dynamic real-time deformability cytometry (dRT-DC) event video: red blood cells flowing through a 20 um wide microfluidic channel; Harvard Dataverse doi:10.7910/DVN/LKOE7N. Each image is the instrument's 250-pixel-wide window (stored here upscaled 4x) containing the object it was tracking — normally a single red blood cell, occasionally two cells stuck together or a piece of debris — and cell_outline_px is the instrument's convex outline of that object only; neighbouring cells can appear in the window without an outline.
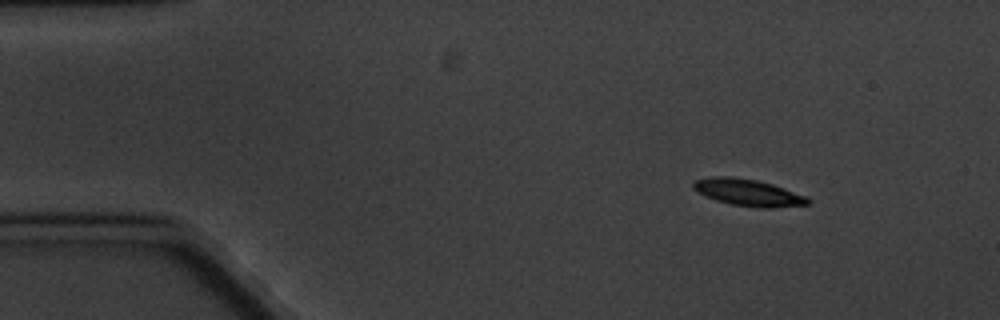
{"species": "common noctule bat (a hibernating species)", "species_latin": "Nyctalus noctula", "temperature_condition": "cold", "stored_images_in_passage": 5, "camera_frame_rate_fps": 3000, "um_per_image_px": 0.085, "animal": {"sex": "male", "body_mass_g": 20.1, "forearm_length_mm": 53.5}, "frame": {"image": 1, "passage_image": 1, "time_ms": 0.0, "image_size_px": [1000, 320], "cell_outline_px": [[812, 200], [808, 204], [772, 208], [756, 208], [732, 204], [716, 200], [704, 196], [692, 188], [692, 184], [696, 180], [712, 176], [732, 176], [756, 180], [772, 184], [784, 188], [804, 196]], "centroid_in_image_um": [63.56, 16.36], "position_along_channel_um": 21.4, "area_um2": 17.86}}
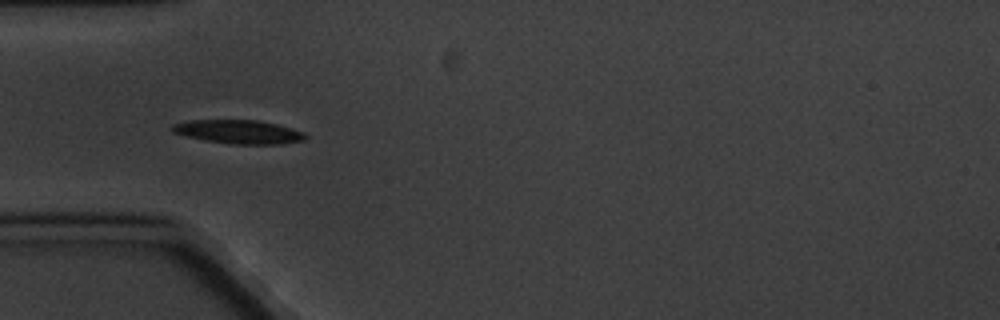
{"frame": {"image": 2, "passage_image": 4, "time_ms": 3.667, "image_size_px": [1000, 320], "cell_outline_px": [[308, 136], [304, 140], [280, 144], [232, 144], [204, 140], [172, 132], [168, 128], [172, 124], [188, 120], [256, 120], [276, 124], [304, 132]], "centroid_in_image_um": [20.25, 11.2], "position_along_channel_um": 64.8, "area_um2": 18.38}}